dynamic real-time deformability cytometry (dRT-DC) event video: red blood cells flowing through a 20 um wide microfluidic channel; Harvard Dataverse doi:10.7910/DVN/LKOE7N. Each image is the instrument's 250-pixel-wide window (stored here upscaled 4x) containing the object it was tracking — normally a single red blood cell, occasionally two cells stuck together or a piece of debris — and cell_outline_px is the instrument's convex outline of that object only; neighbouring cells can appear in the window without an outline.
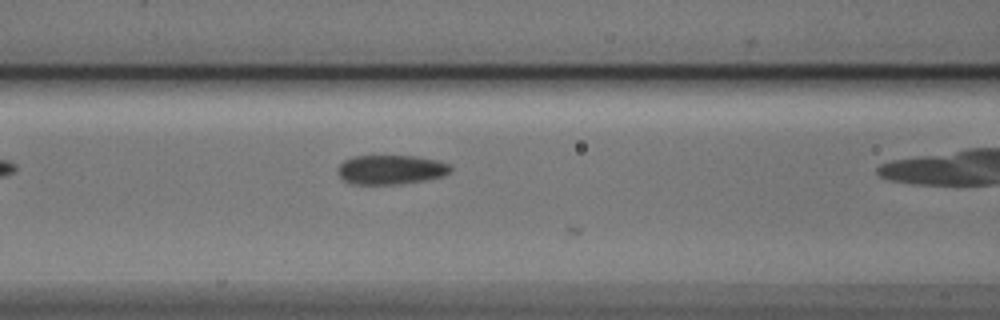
{"species": "Egyptian fruit bat (a non-hibernating species)", "species_latin": "Rousettus aegyptiacus", "temperature_condition": "cold", "stored_images_in_passage": 7, "camera_frame_rate_fps": 3000, "um_per_image_px": 0.085, "animal": {"sex": "male"}, "frame": {"image": 1, "passage_image": 6, "time_ms": 1.667, "image_size_px": [1000, 320], "cell_outline_px": [[452, 172], [444, 176], [424, 180], [400, 184], [352, 184], [344, 180], [336, 172], [336, 168], [344, 160], [352, 156], [416, 156], [436, 160], [448, 164], [452, 168]], "centroid_in_image_um": [33.21, 14.42], "position_along_channel_um": 133.4, "area_um2": 19.42}}